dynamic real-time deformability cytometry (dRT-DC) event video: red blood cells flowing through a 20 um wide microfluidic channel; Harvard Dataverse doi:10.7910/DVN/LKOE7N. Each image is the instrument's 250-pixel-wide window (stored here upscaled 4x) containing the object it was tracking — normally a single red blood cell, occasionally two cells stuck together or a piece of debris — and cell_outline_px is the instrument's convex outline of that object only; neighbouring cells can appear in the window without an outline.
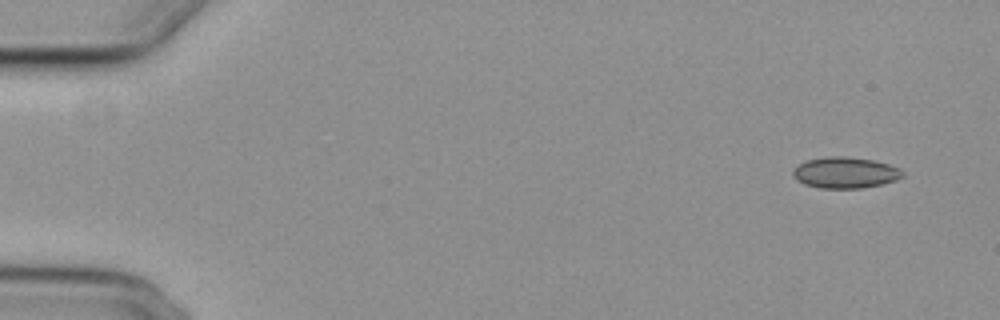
{"species": "common noctule bat (a hibernating species)", "species_latin": "Nyctalus noctula", "temperature_condition": "cold", "stored_images_in_passage": 6, "camera_frame_rate_fps": 3000, "um_per_image_px": 0.085, "animal": {"sex": "female", "body_mass_g": 29.2, "forearm_length_mm": 56.3}, "frame": {"image": 1, "passage_image": 1, "time_ms": 0.0, "image_size_px": [1000, 320], "cell_outline_px": [[904, 176], [896, 180], [880, 184], [860, 188], [820, 188], [804, 184], [796, 180], [792, 176], [792, 172], [800, 164], [808, 160], [828, 156], [844, 156], [872, 160], [888, 164], [900, 168], [904, 172]], "centroid_in_image_um": [71.85, 14.68], "position_along_channel_um": 13.2, "area_um2": 19.77}}
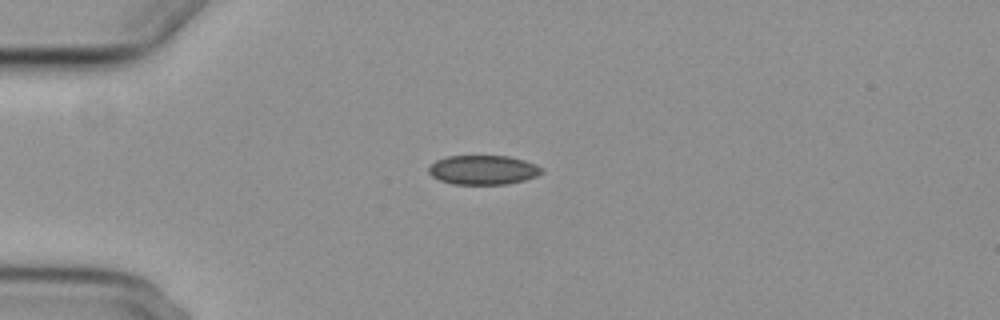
{"frame": {"image": 2, "passage_image": 4, "time_ms": 3.667, "image_size_px": [1000, 320], "cell_outline_px": [[544, 172], [536, 176], [524, 180], [508, 184], [452, 184], [440, 180], [432, 176], [428, 172], [428, 168], [436, 160], [448, 156], [508, 156], [524, 160], [536, 164]], "centroid_in_image_um": [41.06, 14.44], "position_along_channel_um": 43.9, "area_um2": 19.25}}
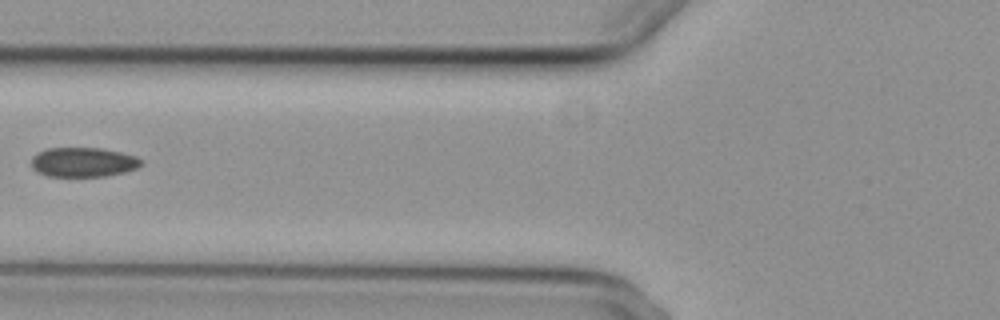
{"frame": {"image": 3, "passage_image": 6, "time_ms": 6.333, "image_size_px": [1000, 320], "cell_outline_px": [[144, 164], [136, 168], [124, 172], [104, 176], [48, 176], [36, 172], [32, 168], [32, 156], [36, 152], [48, 148], [100, 148], [120, 152], [136, 156]], "centroid_in_image_um": [7.04, 13.78], "position_along_channel_um": 118.8, "area_um2": 18.9}}